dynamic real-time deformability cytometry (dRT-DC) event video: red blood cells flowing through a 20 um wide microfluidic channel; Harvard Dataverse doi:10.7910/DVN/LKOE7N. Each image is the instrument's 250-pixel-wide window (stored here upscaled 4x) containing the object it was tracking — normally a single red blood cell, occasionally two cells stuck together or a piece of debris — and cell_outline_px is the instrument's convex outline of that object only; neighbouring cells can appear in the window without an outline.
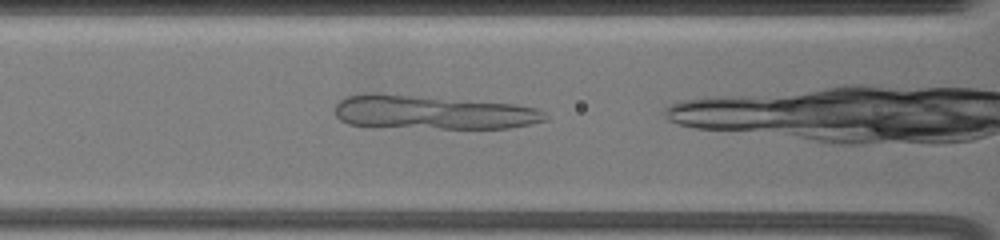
{"species": "common noctule bat (a hibernating species)", "species_latin": "Nyctalus noctula", "temperature_condition": "warm", "stored_images_in_passage": 28, "camera_frame_rate_fps": 3000, "um_per_image_px": 0.085, "animal": {"sex": "female", "body_mass_g": 19.5, "forearm_length_mm": 54.1}, "frame": {"image": 1, "passage_image": 4, "time_ms": 1.0, "image_size_px": [1000, 240], "cell_outline_px": [[548, 120], [508, 128], [372, 128], [348, 124], [340, 120], [336, 116], [336, 104], [344, 96], [364, 92], [376, 92], [512, 104], [536, 108], [544, 112], [548, 116]], "centroid_in_image_um": [36.66, 9.55], "position_along_channel_um": 129.9, "area_um2": 42.25}}
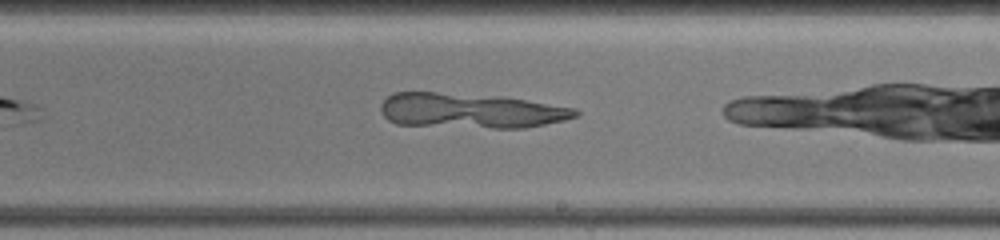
{"frame": {"image": 2, "passage_image": 14, "time_ms": 4.333, "image_size_px": [1000, 240], "cell_outline_px": [[580, 116], [564, 120], [524, 128], [492, 128], [396, 124], [388, 120], [380, 112], [380, 104], [388, 96], [396, 92], [436, 92], [504, 96], [576, 108], [580, 112]], "centroid_in_image_um": [40.02, 9.4], "position_along_channel_um": 249.0, "area_um2": 40.0}}
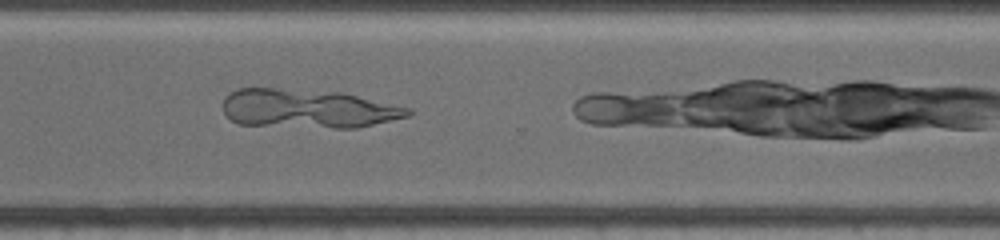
{"frame": {"image": 3, "passage_image": 22, "time_ms": 7.0, "image_size_px": [1000, 240], "cell_outline_px": [[412, 112], [408, 116], [356, 128], [332, 128], [240, 124], [232, 120], [224, 112], [220, 104], [224, 96], [236, 88], [276, 88], [340, 92], [412, 108]], "centroid_in_image_um": [26.12, 9.23], "position_along_channel_um": 344.5, "area_um2": 42.02}}